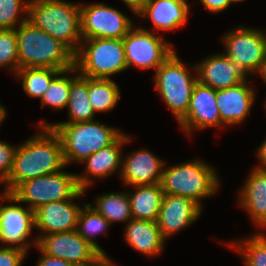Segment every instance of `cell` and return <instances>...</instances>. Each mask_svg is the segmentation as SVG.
<instances>
[{
	"label": "cell",
	"instance_id": "30bf717a",
	"mask_svg": "<svg viewBox=\"0 0 266 266\" xmlns=\"http://www.w3.org/2000/svg\"><path fill=\"white\" fill-rule=\"evenodd\" d=\"M22 204L12 193L0 192L1 246L17 247L29 253L38 241L36 236L30 238L35 229L34 210Z\"/></svg>",
	"mask_w": 266,
	"mask_h": 266
},
{
	"label": "cell",
	"instance_id": "83f0119b",
	"mask_svg": "<svg viewBox=\"0 0 266 266\" xmlns=\"http://www.w3.org/2000/svg\"><path fill=\"white\" fill-rule=\"evenodd\" d=\"M255 232L224 242V245L239 253L237 255L241 257L244 266H266V233Z\"/></svg>",
	"mask_w": 266,
	"mask_h": 266
},
{
	"label": "cell",
	"instance_id": "44dd1931",
	"mask_svg": "<svg viewBox=\"0 0 266 266\" xmlns=\"http://www.w3.org/2000/svg\"><path fill=\"white\" fill-rule=\"evenodd\" d=\"M190 5L179 0H146L136 13L137 19L151 20L152 29L140 26L142 29L157 33L172 32L181 29L188 22Z\"/></svg>",
	"mask_w": 266,
	"mask_h": 266
},
{
	"label": "cell",
	"instance_id": "277c9868",
	"mask_svg": "<svg viewBox=\"0 0 266 266\" xmlns=\"http://www.w3.org/2000/svg\"><path fill=\"white\" fill-rule=\"evenodd\" d=\"M28 21L65 44L74 54L82 42L79 2L29 0Z\"/></svg>",
	"mask_w": 266,
	"mask_h": 266
},
{
	"label": "cell",
	"instance_id": "836d02e7",
	"mask_svg": "<svg viewBox=\"0 0 266 266\" xmlns=\"http://www.w3.org/2000/svg\"><path fill=\"white\" fill-rule=\"evenodd\" d=\"M17 144L0 140V185L8 178L13 169Z\"/></svg>",
	"mask_w": 266,
	"mask_h": 266
},
{
	"label": "cell",
	"instance_id": "1f68e13d",
	"mask_svg": "<svg viewBox=\"0 0 266 266\" xmlns=\"http://www.w3.org/2000/svg\"><path fill=\"white\" fill-rule=\"evenodd\" d=\"M29 0H0V29H16L28 20Z\"/></svg>",
	"mask_w": 266,
	"mask_h": 266
},
{
	"label": "cell",
	"instance_id": "d590c367",
	"mask_svg": "<svg viewBox=\"0 0 266 266\" xmlns=\"http://www.w3.org/2000/svg\"><path fill=\"white\" fill-rule=\"evenodd\" d=\"M201 5L205 7V10H207L209 13H221L222 11L227 10L229 7H231L232 0H199Z\"/></svg>",
	"mask_w": 266,
	"mask_h": 266
},
{
	"label": "cell",
	"instance_id": "484cf974",
	"mask_svg": "<svg viewBox=\"0 0 266 266\" xmlns=\"http://www.w3.org/2000/svg\"><path fill=\"white\" fill-rule=\"evenodd\" d=\"M93 200L94 203L89 205L105 217L111 225L117 222L126 224L132 219L128 190L102 193Z\"/></svg>",
	"mask_w": 266,
	"mask_h": 266
},
{
	"label": "cell",
	"instance_id": "603a6c76",
	"mask_svg": "<svg viewBox=\"0 0 266 266\" xmlns=\"http://www.w3.org/2000/svg\"><path fill=\"white\" fill-rule=\"evenodd\" d=\"M124 227L125 243L148 259L160 256L165 249L167 240L156 222L132 218Z\"/></svg>",
	"mask_w": 266,
	"mask_h": 266
},
{
	"label": "cell",
	"instance_id": "b9f144b4",
	"mask_svg": "<svg viewBox=\"0 0 266 266\" xmlns=\"http://www.w3.org/2000/svg\"><path fill=\"white\" fill-rule=\"evenodd\" d=\"M8 113L9 112H7V109L4 107V105H2L0 101V126L3 124L2 122L5 120Z\"/></svg>",
	"mask_w": 266,
	"mask_h": 266
},
{
	"label": "cell",
	"instance_id": "7402d4cb",
	"mask_svg": "<svg viewBox=\"0 0 266 266\" xmlns=\"http://www.w3.org/2000/svg\"><path fill=\"white\" fill-rule=\"evenodd\" d=\"M250 169L245 182L238 188L236 200L237 205L248 213L254 228L261 232L266 230V169L256 166Z\"/></svg>",
	"mask_w": 266,
	"mask_h": 266
},
{
	"label": "cell",
	"instance_id": "ba28073f",
	"mask_svg": "<svg viewBox=\"0 0 266 266\" xmlns=\"http://www.w3.org/2000/svg\"><path fill=\"white\" fill-rule=\"evenodd\" d=\"M220 39L223 53L248 77L255 76L260 71L266 59V29L238 25L222 33Z\"/></svg>",
	"mask_w": 266,
	"mask_h": 266
},
{
	"label": "cell",
	"instance_id": "d6986e66",
	"mask_svg": "<svg viewBox=\"0 0 266 266\" xmlns=\"http://www.w3.org/2000/svg\"><path fill=\"white\" fill-rule=\"evenodd\" d=\"M256 93L249 77L236 86L216 90V103L221 116L222 128L245 122L256 102Z\"/></svg>",
	"mask_w": 266,
	"mask_h": 266
},
{
	"label": "cell",
	"instance_id": "2e32d148",
	"mask_svg": "<svg viewBox=\"0 0 266 266\" xmlns=\"http://www.w3.org/2000/svg\"><path fill=\"white\" fill-rule=\"evenodd\" d=\"M128 143H132V136L124 132L113 144L98 150L80 163L85 167L82 173H76L79 187L87 192L96 179L103 180L105 178L106 180V178L116 173L119 177L121 173L122 150Z\"/></svg>",
	"mask_w": 266,
	"mask_h": 266
},
{
	"label": "cell",
	"instance_id": "ffe728a7",
	"mask_svg": "<svg viewBox=\"0 0 266 266\" xmlns=\"http://www.w3.org/2000/svg\"><path fill=\"white\" fill-rule=\"evenodd\" d=\"M197 81L215 90L236 86L248 76L222 51L204 57L195 63Z\"/></svg>",
	"mask_w": 266,
	"mask_h": 266
},
{
	"label": "cell",
	"instance_id": "52a82bcc",
	"mask_svg": "<svg viewBox=\"0 0 266 266\" xmlns=\"http://www.w3.org/2000/svg\"><path fill=\"white\" fill-rule=\"evenodd\" d=\"M75 67L87 78L112 79L113 75L127 71L122 39H83L75 54Z\"/></svg>",
	"mask_w": 266,
	"mask_h": 266
},
{
	"label": "cell",
	"instance_id": "6da1fadb",
	"mask_svg": "<svg viewBox=\"0 0 266 266\" xmlns=\"http://www.w3.org/2000/svg\"><path fill=\"white\" fill-rule=\"evenodd\" d=\"M38 128L39 132L17 145L13 169L2 183L4 192L11 193L22 182L66 168L59 135L50 127Z\"/></svg>",
	"mask_w": 266,
	"mask_h": 266
},
{
	"label": "cell",
	"instance_id": "60d3db41",
	"mask_svg": "<svg viewBox=\"0 0 266 266\" xmlns=\"http://www.w3.org/2000/svg\"><path fill=\"white\" fill-rule=\"evenodd\" d=\"M255 76L260 77L261 81L266 84V59L262 63L260 71Z\"/></svg>",
	"mask_w": 266,
	"mask_h": 266
},
{
	"label": "cell",
	"instance_id": "4316f807",
	"mask_svg": "<svg viewBox=\"0 0 266 266\" xmlns=\"http://www.w3.org/2000/svg\"><path fill=\"white\" fill-rule=\"evenodd\" d=\"M120 92L121 87L113 79L87 78L88 100L95 114L114 110L121 100Z\"/></svg>",
	"mask_w": 266,
	"mask_h": 266
},
{
	"label": "cell",
	"instance_id": "ee69618b",
	"mask_svg": "<svg viewBox=\"0 0 266 266\" xmlns=\"http://www.w3.org/2000/svg\"><path fill=\"white\" fill-rule=\"evenodd\" d=\"M179 1H182L183 3H186L187 5H191V3L190 4L188 3V0H179Z\"/></svg>",
	"mask_w": 266,
	"mask_h": 266
},
{
	"label": "cell",
	"instance_id": "5b68a950",
	"mask_svg": "<svg viewBox=\"0 0 266 266\" xmlns=\"http://www.w3.org/2000/svg\"><path fill=\"white\" fill-rule=\"evenodd\" d=\"M19 69L67 70L75 66V54L62 42L26 21L15 29Z\"/></svg>",
	"mask_w": 266,
	"mask_h": 266
},
{
	"label": "cell",
	"instance_id": "8992f818",
	"mask_svg": "<svg viewBox=\"0 0 266 266\" xmlns=\"http://www.w3.org/2000/svg\"><path fill=\"white\" fill-rule=\"evenodd\" d=\"M152 79L155 90L179 124L186 116L197 82L195 62L185 64L175 50L155 70Z\"/></svg>",
	"mask_w": 266,
	"mask_h": 266
},
{
	"label": "cell",
	"instance_id": "9a60e30c",
	"mask_svg": "<svg viewBox=\"0 0 266 266\" xmlns=\"http://www.w3.org/2000/svg\"><path fill=\"white\" fill-rule=\"evenodd\" d=\"M187 137L208 128H221L222 121L216 103V90L202 85L198 81L194 85L189 108L185 118L178 124Z\"/></svg>",
	"mask_w": 266,
	"mask_h": 266
},
{
	"label": "cell",
	"instance_id": "74e56055",
	"mask_svg": "<svg viewBox=\"0 0 266 266\" xmlns=\"http://www.w3.org/2000/svg\"><path fill=\"white\" fill-rule=\"evenodd\" d=\"M255 156L258 160V164H256L255 166L258 168L266 169V138L257 147Z\"/></svg>",
	"mask_w": 266,
	"mask_h": 266
},
{
	"label": "cell",
	"instance_id": "e0dca14e",
	"mask_svg": "<svg viewBox=\"0 0 266 266\" xmlns=\"http://www.w3.org/2000/svg\"><path fill=\"white\" fill-rule=\"evenodd\" d=\"M165 163V159L148 148L123 152L119 179L127 187L160 183Z\"/></svg>",
	"mask_w": 266,
	"mask_h": 266
},
{
	"label": "cell",
	"instance_id": "3957f363",
	"mask_svg": "<svg viewBox=\"0 0 266 266\" xmlns=\"http://www.w3.org/2000/svg\"><path fill=\"white\" fill-rule=\"evenodd\" d=\"M166 165L167 161L160 182L164 194L188 197L203 208V200L212 199L219 192L221 176L210 163L194 158Z\"/></svg>",
	"mask_w": 266,
	"mask_h": 266
},
{
	"label": "cell",
	"instance_id": "ab89813d",
	"mask_svg": "<svg viewBox=\"0 0 266 266\" xmlns=\"http://www.w3.org/2000/svg\"><path fill=\"white\" fill-rule=\"evenodd\" d=\"M109 256H102L94 265L92 266H119L118 263L115 264V261Z\"/></svg>",
	"mask_w": 266,
	"mask_h": 266
},
{
	"label": "cell",
	"instance_id": "7c38bea8",
	"mask_svg": "<svg viewBox=\"0 0 266 266\" xmlns=\"http://www.w3.org/2000/svg\"><path fill=\"white\" fill-rule=\"evenodd\" d=\"M80 11L82 39H123L135 26L131 17L104 2H80Z\"/></svg>",
	"mask_w": 266,
	"mask_h": 266
},
{
	"label": "cell",
	"instance_id": "ac0fdd59",
	"mask_svg": "<svg viewBox=\"0 0 266 266\" xmlns=\"http://www.w3.org/2000/svg\"><path fill=\"white\" fill-rule=\"evenodd\" d=\"M204 208L194 200L179 195L164 194L156 220L162 236L169 240L180 231L197 221Z\"/></svg>",
	"mask_w": 266,
	"mask_h": 266
},
{
	"label": "cell",
	"instance_id": "5bb4252c",
	"mask_svg": "<svg viewBox=\"0 0 266 266\" xmlns=\"http://www.w3.org/2000/svg\"><path fill=\"white\" fill-rule=\"evenodd\" d=\"M86 193L81 189L72 199L54 201L34 210V230L39 232L37 239L47 234L76 230L81 210L87 204L82 201ZM75 200L82 202L78 204Z\"/></svg>",
	"mask_w": 266,
	"mask_h": 266
},
{
	"label": "cell",
	"instance_id": "9c48e42d",
	"mask_svg": "<svg viewBox=\"0 0 266 266\" xmlns=\"http://www.w3.org/2000/svg\"><path fill=\"white\" fill-rule=\"evenodd\" d=\"M63 170L20 183L11 193L32 210L54 201L72 199L80 190L76 172Z\"/></svg>",
	"mask_w": 266,
	"mask_h": 266
},
{
	"label": "cell",
	"instance_id": "f6af8a7d",
	"mask_svg": "<svg viewBox=\"0 0 266 266\" xmlns=\"http://www.w3.org/2000/svg\"><path fill=\"white\" fill-rule=\"evenodd\" d=\"M265 101L263 102V105H264V110L266 111V97H265V99H264Z\"/></svg>",
	"mask_w": 266,
	"mask_h": 266
},
{
	"label": "cell",
	"instance_id": "f35d334b",
	"mask_svg": "<svg viewBox=\"0 0 266 266\" xmlns=\"http://www.w3.org/2000/svg\"><path fill=\"white\" fill-rule=\"evenodd\" d=\"M120 1H122V3H124L125 5H127L131 13H133L136 18V13L142 8L143 3L146 0H120Z\"/></svg>",
	"mask_w": 266,
	"mask_h": 266
},
{
	"label": "cell",
	"instance_id": "7a4b0ae2",
	"mask_svg": "<svg viewBox=\"0 0 266 266\" xmlns=\"http://www.w3.org/2000/svg\"><path fill=\"white\" fill-rule=\"evenodd\" d=\"M38 127H50L60 137L65 165L80 164L90 155L113 144L123 133L117 127L106 125L100 120L76 123H50L37 121Z\"/></svg>",
	"mask_w": 266,
	"mask_h": 266
},
{
	"label": "cell",
	"instance_id": "d4e9b609",
	"mask_svg": "<svg viewBox=\"0 0 266 266\" xmlns=\"http://www.w3.org/2000/svg\"><path fill=\"white\" fill-rule=\"evenodd\" d=\"M88 99L87 77L80 75L74 66L71 68V88L66 107L68 118L66 121L52 123H76L96 120V114Z\"/></svg>",
	"mask_w": 266,
	"mask_h": 266
},
{
	"label": "cell",
	"instance_id": "4fadbf2b",
	"mask_svg": "<svg viewBox=\"0 0 266 266\" xmlns=\"http://www.w3.org/2000/svg\"><path fill=\"white\" fill-rule=\"evenodd\" d=\"M35 248L75 266H92L102 257L76 230L43 235Z\"/></svg>",
	"mask_w": 266,
	"mask_h": 266
},
{
	"label": "cell",
	"instance_id": "f546056e",
	"mask_svg": "<svg viewBox=\"0 0 266 266\" xmlns=\"http://www.w3.org/2000/svg\"><path fill=\"white\" fill-rule=\"evenodd\" d=\"M62 70L51 68H22L14 75L21 81L23 91L28 97L41 99L52 80Z\"/></svg>",
	"mask_w": 266,
	"mask_h": 266
},
{
	"label": "cell",
	"instance_id": "4dcf8cb0",
	"mask_svg": "<svg viewBox=\"0 0 266 266\" xmlns=\"http://www.w3.org/2000/svg\"><path fill=\"white\" fill-rule=\"evenodd\" d=\"M71 88V68L61 71L51 82L41 101V107H50L53 111H63L68 105Z\"/></svg>",
	"mask_w": 266,
	"mask_h": 266
},
{
	"label": "cell",
	"instance_id": "d6a6232c",
	"mask_svg": "<svg viewBox=\"0 0 266 266\" xmlns=\"http://www.w3.org/2000/svg\"><path fill=\"white\" fill-rule=\"evenodd\" d=\"M5 68L13 76L19 69L18 42L15 29H0V69Z\"/></svg>",
	"mask_w": 266,
	"mask_h": 266
},
{
	"label": "cell",
	"instance_id": "7bdbcfd3",
	"mask_svg": "<svg viewBox=\"0 0 266 266\" xmlns=\"http://www.w3.org/2000/svg\"><path fill=\"white\" fill-rule=\"evenodd\" d=\"M243 1H246V0H232L233 3H240V2H243Z\"/></svg>",
	"mask_w": 266,
	"mask_h": 266
},
{
	"label": "cell",
	"instance_id": "8d00e7d4",
	"mask_svg": "<svg viewBox=\"0 0 266 266\" xmlns=\"http://www.w3.org/2000/svg\"><path fill=\"white\" fill-rule=\"evenodd\" d=\"M39 251H40V256L38 257L36 266H75L70 262H67L65 260H62L54 256L44 254L41 250Z\"/></svg>",
	"mask_w": 266,
	"mask_h": 266
},
{
	"label": "cell",
	"instance_id": "e575fe53",
	"mask_svg": "<svg viewBox=\"0 0 266 266\" xmlns=\"http://www.w3.org/2000/svg\"><path fill=\"white\" fill-rule=\"evenodd\" d=\"M27 256L28 252L23 249L0 246V266H22Z\"/></svg>",
	"mask_w": 266,
	"mask_h": 266
},
{
	"label": "cell",
	"instance_id": "cb8c5ba5",
	"mask_svg": "<svg viewBox=\"0 0 266 266\" xmlns=\"http://www.w3.org/2000/svg\"><path fill=\"white\" fill-rule=\"evenodd\" d=\"M130 189L128 195L132 218L156 222L164 196L161 184L137 185Z\"/></svg>",
	"mask_w": 266,
	"mask_h": 266
},
{
	"label": "cell",
	"instance_id": "8fae6325",
	"mask_svg": "<svg viewBox=\"0 0 266 266\" xmlns=\"http://www.w3.org/2000/svg\"><path fill=\"white\" fill-rule=\"evenodd\" d=\"M163 35L135 25L122 39L127 68L155 71L176 50Z\"/></svg>",
	"mask_w": 266,
	"mask_h": 266
},
{
	"label": "cell",
	"instance_id": "f1b7e54d",
	"mask_svg": "<svg viewBox=\"0 0 266 266\" xmlns=\"http://www.w3.org/2000/svg\"><path fill=\"white\" fill-rule=\"evenodd\" d=\"M110 226L108 220L87 203L81 210L76 231L102 256H109L95 239L105 235Z\"/></svg>",
	"mask_w": 266,
	"mask_h": 266
}]
</instances>
